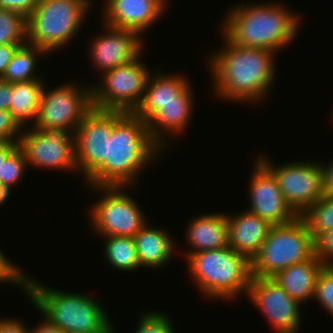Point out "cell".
Wrapping results in <instances>:
<instances>
[{
  "label": "cell",
  "instance_id": "6da1fadb",
  "mask_svg": "<svg viewBox=\"0 0 333 333\" xmlns=\"http://www.w3.org/2000/svg\"><path fill=\"white\" fill-rule=\"evenodd\" d=\"M208 60L213 92L220 99L252 103L266 99L276 78L274 51L231 44L224 36ZM276 54V55H275Z\"/></svg>",
  "mask_w": 333,
  "mask_h": 333
},
{
  "label": "cell",
  "instance_id": "7a4b0ae2",
  "mask_svg": "<svg viewBox=\"0 0 333 333\" xmlns=\"http://www.w3.org/2000/svg\"><path fill=\"white\" fill-rule=\"evenodd\" d=\"M163 152L150 137L147 123L142 118L134 112L113 110V131L107 137V161L86 181V185H137L140 170L155 162Z\"/></svg>",
  "mask_w": 333,
  "mask_h": 333
},
{
  "label": "cell",
  "instance_id": "3957f363",
  "mask_svg": "<svg viewBox=\"0 0 333 333\" xmlns=\"http://www.w3.org/2000/svg\"><path fill=\"white\" fill-rule=\"evenodd\" d=\"M233 7L221 25L222 36L233 45L278 53L292 44L300 31V15L276 2Z\"/></svg>",
  "mask_w": 333,
  "mask_h": 333
},
{
  "label": "cell",
  "instance_id": "277c9868",
  "mask_svg": "<svg viewBox=\"0 0 333 333\" xmlns=\"http://www.w3.org/2000/svg\"><path fill=\"white\" fill-rule=\"evenodd\" d=\"M40 283L25 275V294L37 311L65 333L116 332L105 307L94 297L52 289Z\"/></svg>",
  "mask_w": 333,
  "mask_h": 333
},
{
  "label": "cell",
  "instance_id": "5b68a950",
  "mask_svg": "<svg viewBox=\"0 0 333 333\" xmlns=\"http://www.w3.org/2000/svg\"><path fill=\"white\" fill-rule=\"evenodd\" d=\"M185 257L191 279L206 297L229 302L242 293L247 295L251 262L230 246Z\"/></svg>",
  "mask_w": 333,
  "mask_h": 333
},
{
  "label": "cell",
  "instance_id": "8992f818",
  "mask_svg": "<svg viewBox=\"0 0 333 333\" xmlns=\"http://www.w3.org/2000/svg\"><path fill=\"white\" fill-rule=\"evenodd\" d=\"M92 0H40L27 17V43L47 55L63 48L84 25Z\"/></svg>",
  "mask_w": 333,
  "mask_h": 333
},
{
  "label": "cell",
  "instance_id": "52a82bcc",
  "mask_svg": "<svg viewBox=\"0 0 333 333\" xmlns=\"http://www.w3.org/2000/svg\"><path fill=\"white\" fill-rule=\"evenodd\" d=\"M315 244L306 223L298 216L283 225H273L258 254L251 261L252 277H273L277 272L311 259Z\"/></svg>",
  "mask_w": 333,
  "mask_h": 333
},
{
  "label": "cell",
  "instance_id": "ba28073f",
  "mask_svg": "<svg viewBox=\"0 0 333 333\" xmlns=\"http://www.w3.org/2000/svg\"><path fill=\"white\" fill-rule=\"evenodd\" d=\"M133 186H91L102 192L88 212L94 234L98 236L134 237L147 223L146 215L134 201L128 188ZM127 190V191H126Z\"/></svg>",
  "mask_w": 333,
  "mask_h": 333
},
{
  "label": "cell",
  "instance_id": "9c48e42d",
  "mask_svg": "<svg viewBox=\"0 0 333 333\" xmlns=\"http://www.w3.org/2000/svg\"><path fill=\"white\" fill-rule=\"evenodd\" d=\"M149 70L139 56L105 71L101 74L102 81L91 85L93 108L134 112L142 102L148 77L153 73Z\"/></svg>",
  "mask_w": 333,
  "mask_h": 333
},
{
  "label": "cell",
  "instance_id": "30bf717a",
  "mask_svg": "<svg viewBox=\"0 0 333 333\" xmlns=\"http://www.w3.org/2000/svg\"><path fill=\"white\" fill-rule=\"evenodd\" d=\"M69 82L48 89L44 85L34 128H59L74 135L93 108L92 86Z\"/></svg>",
  "mask_w": 333,
  "mask_h": 333
},
{
  "label": "cell",
  "instance_id": "8fae6325",
  "mask_svg": "<svg viewBox=\"0 0 333 333\" xmlns=\"http://www.w3.org/2000/svg\"><path fill=\"white\" fill-rule=\"evenodd\" d=\"M255 158L274 175L286 203L298 216L325 195L319 161L276 165L265 155Z\"/></svg>",
  "mask_w": 333,
  "mask_h": 333
},
{
  "label": "cell",
  "instance_id": "7c38bea8",
  "mask_svg": "<svg viewBox=\"0 0 333 333\" xmlns=\"http://www.w3.org/2000/svg\"><path fill=\"white\" fill-rule=\"evenodd\" d=\"M26 128L22 129L18 145L25 154L27 165L78 171L73 134L59 128Z\"/></svg>",
  "mask_w": 333,
  "mask_h": 333
},
{
  "label": "cell",
  "instance_id": "4fadbf2b",
  "mask_svg": "<svg viewBox=\"0 0 333 333\" xmlns=\"http://www.w3.org/2000/svg\"><path fill=\"white\" fill-rule=\"evenodd\" d=\"M267 318L275 333H299L301 303L294 300L272 277H251L246 295Z\"/></svg>",
  "mask_w": 333,
  "mask_h": 333
},
{
  "label": "cell",
  "instance_id": "5bb4252c",
  "mask_svg": "<svg viewBox=\"0 0 333 333\" xmlns=\"http://www.w3.org/2000/svg\"><path fill=\"white\" fill-rule=\"evenodd\" d=\"M113 131V110L92 108L74 133L78 171L88 180L107 161V137Z\"/></svg>",
  "mask_w": 333,
  "mask_h": 333
},
{
  "label": "cell",
  "instance_id": "9a60e30c",
  "mask_svg": "<svg viewBox=\"0 0 333 333\" xmlns=\"http://www.w3.org/2000/svg\"><path fill=\"white\" fill-rule=\"evenodd\" d=\"M249 184L248 212L269 221L272 225H283L298 215L286 203L274 175L257 159Z\"/></svg>",
  "mask_w": 333,
  "mask_h": 333
},
{
  "label": "cell",
  "instance_id": "2e32d148",
  "mask_svg": "<svg viewBox=\"0 0 333 333\" xmlns=\"http://www.w3.org/2000/svg\"><path fill=\"white\" fill-rule=\"evenodd\" d=\"M105 25V32L96 35L89 43L88 53L93 68L100 73L127 64L143 51V38L135 31Z\"/></svg>",
  "mask_w": 333,
  "mask_h": 333
},
{
  "label": "cell",
  "instance_id": "e0dca14e",
  "mask_svg": "<svg viewBox=\"0 0 333 333\" xmlns=\"http://www.w3.org/2000/svg\"><path fill=\"white\" fill-rule=\"evenodd\" d=\"M103 24L128 29L142 36L165 15L168 0H105Z\"/></svg>",
  "mask_w": 333,
  "mask_h": 333
},
{
  "label": "cell",
  "instance_id": "ac0fdd59",
  "mask_svg": "<svg viewBox=\"0 0 333 333\" xmlns=\"http://www.w3.org/2000/svg\"><path fill=\"white\" fill-rule=\"evenodd\" d=\"M190 83L177 95V100L169 102L147 122L152 140L164 151L168 147L169 133L180 134L189 126L195 106L194 93ZM173 133V134H171ZM168 135V136H166ZM167 137V138H165ZM168 140V141H167Z\"/></svg>",
  "mask_w": 333,
  "mask_h": 333
},
{
  "label": "cell",
  "instance_id": "d6986e66",
  "mask_svg": "<svg viewBox=\"0 0 333 333\" xmlns=\"http://www.w3.org/2000/svg\"><path fill=\"white\" fill-rule=\"evenodd\" d=\"M229 246L250 262L267 239L272 224L247 210L234 216L226 214Z\"/></svg>",
  "mask_w": 333,
  "mask_h": 333
},
{
  "label": "cell",
  "instance_id": "ffe728a7",
  "mask_svg": "<svg viewBox=\"0 0 333 333\" xmlns=\"http://www.w3.org/2000/svg\"><path fill=\"white\" fill-rule=\"evenodd\" d=\"M187 226L186 241L192 250L185 255L229 246L226 212L197 215Z\"/></svg>",
  "mask_w": 333,
  "mask_h": 333
},
{
  "label": "cell",
  "instance_id": "44dd1931",
  "mask_svg": "<svg viewBox=\"0 0 333 333\" xmlns=\"http://www.w3.org/2000/svg\"><path fill=\"white\" fill-rule=\"evenodd\" d=\"M150 73L144 97L134 113L146 123L169 102L177 100V95L190 83L184 74H165L159 72L155 76Z\"/></svg>",
  "mask_w": 333,
  "mask_h": 333
},
{
  "label": "cell",
  "instance_id": "7402d4cb",
  "mask_svg": "<svg viewBox=\"0 0 333 333\" xmlns=\"http://www.w3.org/2000/svg\"><path fill=\"white\" fill-rule=\"evenodd\" d=\"M161 228L146 223L133 237L140 267L159 269L168 264L175 251L173 237Z\"/></svg>",
  "mask_w": 333,
  "mask_h": 333
},
{
  "label": "cell",
  "instance_id": "603a6c76",
  "mask_svg": "<svg viewBox=\"0 0 333 333\" xmlns=\"http://www.w3.org/2000/svg\"><path fill=\"white\" fill-rule=\"evenodd\" d=\"M325 265L314 255L311 259L293 264L272 278L294 300L302 303L314 297L317 277Z\"/></svg>",
  "mask_w": 333,
  "mask_h": 333
},
{
  "label": "cell",
  "instance_id": "cb8c5ba5",
  "mask_svg": "<svg viewBox=\"0 0 333 333\" xmlns=\"http://www.w3.org/2000/svg\"><path fill=\"white\" fill-rule=\"evenodd\" d=\"M44 85L45 82L41 78L13 82L9 112L22 129L28 126V122H35Z\"/></svg>",
  "mask_w": 333,
  "mask_h": 333
},
{
  "label": "cell",
  "instance_id": "d4e9b609",
  "mask_svg": "<svg viewBox=\"0 0 333 333\" xmlns=\"http://www.w3.org/2000/svg\"><path fill=\"white\" fill-rule=\"evenodd\" d=\"M104 240V259L115 270L130 272L140 268L135 241L132 237L100 236Z\"/></svg>",
  "mask_w": 333,
  "mask_h": 333
},
{
  "label": "cell",
  "instance_id": "484cf974",
  "mask_svg": "<svg viewBox=\"0 0 333 333\" xmlns=\"http://www.w3.org/2000/svg\"><path fill=\"white\" fill-rule=\"evenodd\" d=\"M44 54L47 53L37 46L29 43L21 45L9 62L1 80L13 83L40 79L41 76L37 77V74L35 75L34 73L37 68V59Z\"/></svg>",
  "mask_w": 333,
  "mask_h": 333
},
{
  "label": "cell",
  "instance_id": "4316f807",
  "mask_svg": "<svg viewBox=\"0 0 333 333\" xmlns=\"http://www.w3.org/2000/svg\"><path fill=\"white\" fill-rule=\"evenodd\" d=\"M300 217L306 223L314 241L325 232L333 230V196L324 195Z\"/></svg>",
  "mask_w": 333,
  "mask_h": 333
},
{
  "label": "cell",
  "instance_id": "83f0119b",
  "mask_svg": "<svg viewBox=\"0 0 333 333\" xmlns=\"http://www.w3.org/2000/svg\"><path fill=\"white\" fill-rule=\"evenodd\" d=\"M27 18L22 14L0 9V45L27 43Z\"/></svg>",
  "mask_w": 333,
  "mask_h": 333
},
{
  "label": "cell",
  "instance_id": "f1b7e54d",
  "mask_svg": "<svg viewBox=\"0 0 333 333\" xmlns=\"http://www.w3.org/2000/svg\"><path fill=\"white\" fill-rule=\"evenodd\" d=\"M28 165L23 150L18 146L0 166V182L10 191L21 181Z\"/></svg>",
  "mask_w": 333,
  "mask_h": 333
},
{
  "label": "cell",
  "instance_id": "f546056e",
  "mask_svg": "<svg viewBox=\"0 0 333 333\" xmlns=\"http://www.w3.org/2000/svg\"><path fill=\"white\" fill-rule=\"evenodd\" d=\"M171 318L165 312L149 311L140 315L134 333H175Z\"/></svg>",
  "mask_w": 333,
  "mask_h": 333
},
{
  "label": "cell",
  "instance_id": "4dcf8cb0",
  "mask_svg": "<svg viewBox=\"0 0 333 333\" xmlns=\"http://www.w3.org/2000/svg\"><path fill=\"white\" fill-rule=\"evenodd\" d=\"M313 300L333 316V266H324L316 281Z\"/></svg>",
  "mask_w": 333,
  "mask_h": 333
},
{
  "label": "cell",
  "instance_id": "1f68e13d",
  "mask_svg": "<svg viewBox=\"0 0 333 333\" xmlns=\"http://www.w3.org/2000/svg\"><path fill=\"white\" fill-rule=\"evenodd\" d=\"M25 273L19 266L9 260L0 250V283H10L24 290Z\"/></svg>",
  "mask_w": 333,
  "mask_h": 333
},
{
  "label": "cell",
  "instance_id": "d6a6232c",
  "mask_svg": "<svg viewBox=\"0 0 333 333\" xmlns=\"http://www.w3.org/2000/svg\"><path fill=\"white\" fill-rule=\"evenodd\" d=\"M315 256L325 265L333 266V230L320 235L315 241Z\"/></svg>",
  "mask_w": 333,
  "mask_h": 333
},
{
  "label": "cell",
  "instance_id": "836d02e7",
  "mask_svg": "<svg viewBox=\"0 0 333 333\" xmlns=\"http://www.w3.org/2000/svg\"><path fill=\"white\" fill-rule=\"evenodd\" d=\"M22 128L9 111L0 110V141H19Z\"/></svg>",
  "mask_w": 333,
  "mask_h": 333
},
{
  "label": "cell",
  "instance_id": "e575fe53",
  "mask_svg": "<svg viewBox=\"0 0 333 333\" xmlns=\"http://www.w3.org/2000/svg\"><path fill=\"white\" fill-rule=\"evenodd\" d=\"M39 2L40 0H0V9L16 11L27 18Z\"/></svg>",
  "mask_w": 333,
  "mask_h": 333
},
{
  "label": "cell",
  "instance_id": "d590c367",
  "mask_svg": "<svg viewBox=\"0 0 333 333\" xmlns=\"http://www.w3.org/2000/svg\"><path fill=\"white\" fill-rule=\"evenodd\" d=\"M21 45L23 44L0 45V79L3 77L9 62Z\"/></svg>",
  "mask_w": 333,
  "mask_h": 333
},
{
  "label": "cell",
  "instance_id": "8d00e7d4",
  "mask_svg": "<svg viewBox=\"0 0 333 333\" xmlns=\"http://www.w3.org/2000/svg\"><path fill=\"white\" fill-rule=\"evenodd\" d=\"M0 333H29V329L19 319H0Z\"/></svg>",
  "mask_w": 333,
  "mask_h": 333
},
{
  "label": "cell",
  "instance_id": "74e56055",
  "mask_svg": "<svg viewBox=\"0 0 333 333\" xmlns=\"http://www.w3.org/2000/svg\"><path fill=\"white\" fill-rule=\"evenodd\" d=\"M322 167L323 191L325 195L333 196V162L320 163Z\"/></svg>",
  "mask_w": 333,
  "mask_h": 333
},
{
  "label": "cell",
  "instance_id": "f35d334b",
  "mask_svg": "<svg viewBox=\"0 0 333 333\" xmlns=\"http://www.w3.org/2000/svg\"><path fill=\"white\" fill-rule=\"evenodd\" d=\"M13 95V83L0 79V110L9 111Z\"/></svg>",
  "mask_w": 333,
  "mask_h": 333
},
{
  "label": "cell",
  "instance_id": "ab89813d",
  "mask_svg": "<svg viewBox=\"0 0 333 333\" xmlns=\"http://www.w3.org/2000/svg\"><path fill=\"white\" fill-rule=\"evenodd\" d=\"M39 313L44 321L42 320V323L39 322L35 327H32L33 329L29 328V333H65L58 326L52 324L40 311Z\"/></svg>",
  "mask_w": 333,
  "mask_h": 333
},
{
  "label": "cell",
  "instance_id": "60d3db41",
  "mask_svg": "<svg viewBox=\"0 0 333 333\" xmlns=\"http://www.w3.org/2000/svg\"><path fill=\"white\" fill-rule=\"evenodd\" d=\"M19 141H0V166L5 159L19 146Z\"/></svg>",
  "mask_w": 333,
  "mask_h": 333
},
{
  "label": "cell",
  "instance_id": "b9f144b4",
  "mask_svg": "<svg viewBox=\"0 0 333 333\" xmlns=\"http://www.w3.org/2000/svg\"><path fill=\"white\" fill-rule=\"evenodd\" d=\"M10 195V191L0 182V205L4 204Z\"/></svg>",
  "mask_w": 333,
  "mask_h": 333
}]
</instances>
